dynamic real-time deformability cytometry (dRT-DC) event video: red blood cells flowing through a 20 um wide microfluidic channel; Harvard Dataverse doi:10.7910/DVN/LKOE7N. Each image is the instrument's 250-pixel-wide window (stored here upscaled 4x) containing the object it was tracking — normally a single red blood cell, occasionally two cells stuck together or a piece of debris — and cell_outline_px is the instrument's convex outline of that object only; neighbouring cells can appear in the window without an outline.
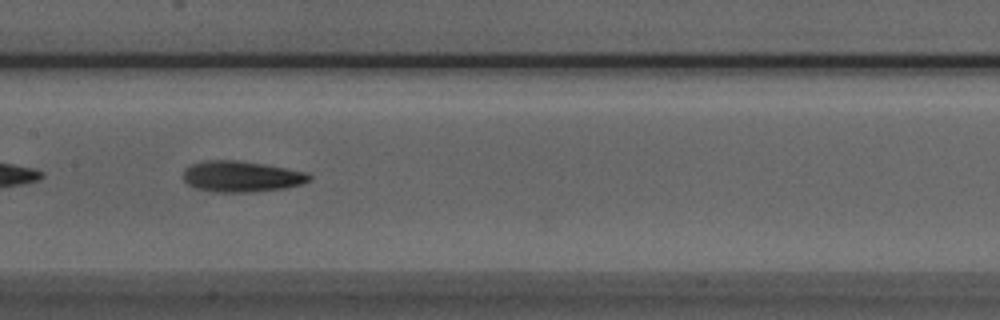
{"species": "Egyptian fruit bat (a non-hibernating species)", "species_latin": "Rousettus aegyptiacus", "temperature_condition": "room temperature", "stored_images_in_passage": 39, "camera_frame_rate_fps": 3000, "um_per_image_px": 0.085, "animal": {"sex": "male"}, "frame": {"image": 1, "passage_image": 12, "time_ms": 3.667, "image_size_px": [1000, 320], "cell_outline_px": [[312, 180], [304, 184], [284, 188], [252, 192], [212, 192], [196, 188], [188, 184], [184, 180], [184, 168], [192, 164], [204, 160], [236, 160], [308, 172], [312, 176]], "centroid_in_image_um": [20.53, 15.01], "position_along_channel_um": 186.9, "area_um2": 22.77}}
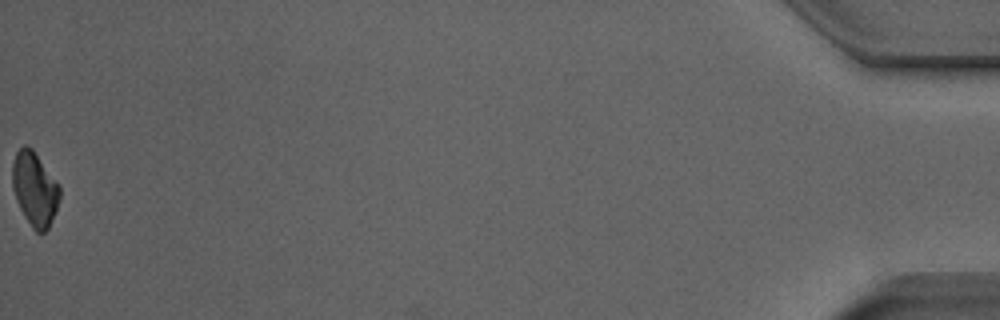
{"frame": {"image": 2, "passage_image": 39, "time_ms": 12.667, "image_size_px": [1000, 320], "cell_outline_px": [[60, 196], [56, 208], [48, 228], [44, 232], [36, 232], [32, 228], [24, 216], [16, 200], [12, 188], [12, 164], [16, 152], [24, 144], [28, 144], [32, 148], [60, 184]], "centroid_in_image_um": [2.94, 16.02], "position_along_channel_um": 432.3, "area_um2": 20.52}, "authors_computed_cell_mechanics": {"area_um2": 21.9062, "velocity_mm_per_s": 3.9402, "shape_relaxation_time_tau1_ms": 4.7978, "shape_relaxation_time_tau2_ms": 10.4105, "deformation_change_tau1": 0.1236, "deformation_change_tau2": 0.2048}}